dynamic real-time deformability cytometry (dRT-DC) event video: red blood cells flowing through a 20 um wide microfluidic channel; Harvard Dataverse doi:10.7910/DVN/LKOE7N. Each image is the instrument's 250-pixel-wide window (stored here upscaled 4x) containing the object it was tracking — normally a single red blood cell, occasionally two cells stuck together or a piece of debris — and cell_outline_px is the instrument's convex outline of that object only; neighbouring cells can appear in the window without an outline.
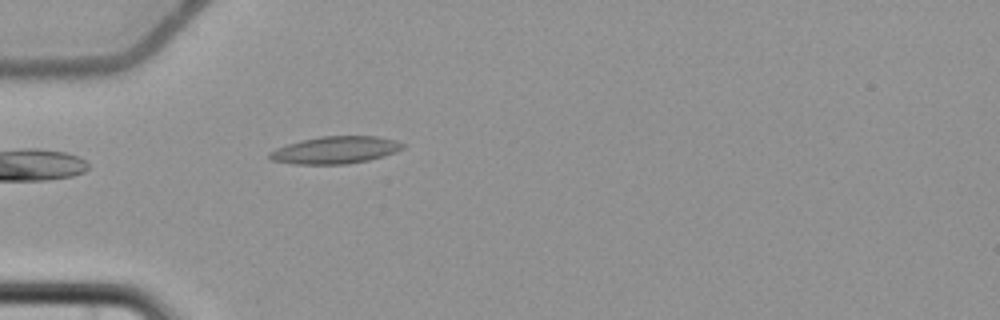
{"species": "common noctule bat (a hibernating species)", "species_latin": "Nyctalus noctula", "temperature_condition": "cold", "stored_images_in_passage": 5, "camera_frame_rate_fps": 3000, "um_per_image_px": 0.085, "animal": {"sex": "female", "body_mass_g": 22.7, "forearm_length_mm": 54.2}, "frame": {"image": 1, "passage_image": 5, "time_ms": 5.0, "image_size_px": [1000, 320], "cell_outline_px": [[404, 148], [396, 152], [384, 156], [368, 160], [348, 164], [292, 164], [272, 160], [268, 156], [268, 152], [276, 148], [300, 140], [320, 136], [376, 136], [392, 140], [404, 144]], "centroid_in_image_um": [28.47, 12.75], "position_along_channel_um": 56.5, "area_um2": 21.15}}